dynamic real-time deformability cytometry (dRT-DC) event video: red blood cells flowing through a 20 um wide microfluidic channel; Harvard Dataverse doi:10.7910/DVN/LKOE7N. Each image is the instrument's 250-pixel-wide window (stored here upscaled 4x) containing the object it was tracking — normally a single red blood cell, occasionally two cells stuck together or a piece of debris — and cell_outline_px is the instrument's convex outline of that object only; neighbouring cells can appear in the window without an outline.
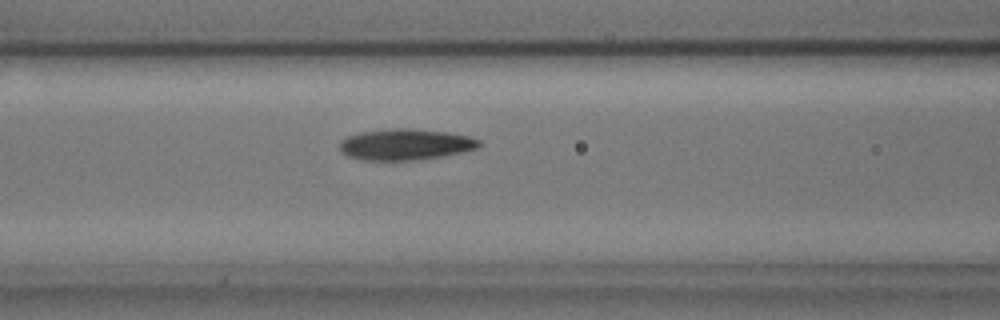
{"species": "common noctule bat (a hibernating species)", "species_latin": "Nyctalus noctula", "temperature_condition": "cold", "stored_images_in_passage": 37, "camera_frame_rate_fps": 3000, "um_per_image_px": 0.085, "animal": {"sex": "male", "body_mass_g": 17.9, "forearm_length_mm": 54.2}, "frame": {"image": 1, "passage_image": 6, "time_ms": 1.667, "image_size_px": [1000, 320], "cell_outline_px": [[480, 144], [476, 148], [460, 152], [440, 156], [412, 160], [364, 160], [348, 156], [340, 152], [340, 140], [348, 136], [360, 132], [392, 128], [412, 128], [448, 132], [468, 136], [480, 140]], "centroid_in_image_um": [34.41, 12.26], "position_along_channel_um": 132.2, "area_um2": 25.14}}
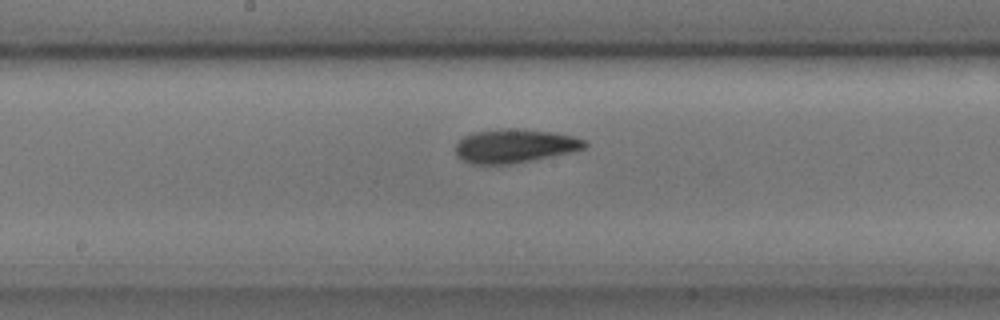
{"frame": {"image": 2, "passage_image": 12, "time_ms": 3.667, "image_size_px": [1000, 320], "cell_outline_px": [[588, 144], [584, 148], [568, 152], [532, 160], [508, 164], [472, 164], [456, 156], [456, 144], [464, 136], [472, 132], [552, 132], [572, 136], [588, 140]], "centroid_in_image_um": [43.74, 12.46], "position_along_channel_um": 204.5, "area_um2": 23.93}}
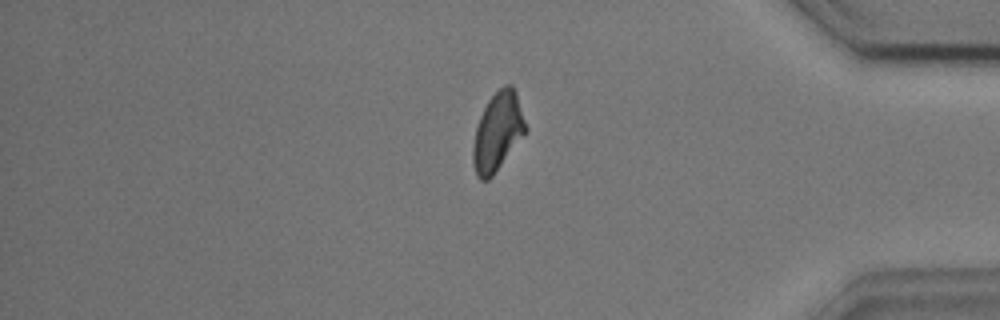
{"frame": {"image": 3, "passage_image": 30, "time_ms": 9.667, "image_size_px": [1000, 320], "cell_outline_px": [[528, 128], [492, 176], [488, 180], [480, 180], [476, 176], [472, 164], [472, 148], [476, 128], [480, 116], [488, 100], [504, 84], [512, 84], [516, 92]], "centroid_in_image_um": [42.28, 11.19], "position_along_channel_um": 392.9, "area_um2": 23.81}}